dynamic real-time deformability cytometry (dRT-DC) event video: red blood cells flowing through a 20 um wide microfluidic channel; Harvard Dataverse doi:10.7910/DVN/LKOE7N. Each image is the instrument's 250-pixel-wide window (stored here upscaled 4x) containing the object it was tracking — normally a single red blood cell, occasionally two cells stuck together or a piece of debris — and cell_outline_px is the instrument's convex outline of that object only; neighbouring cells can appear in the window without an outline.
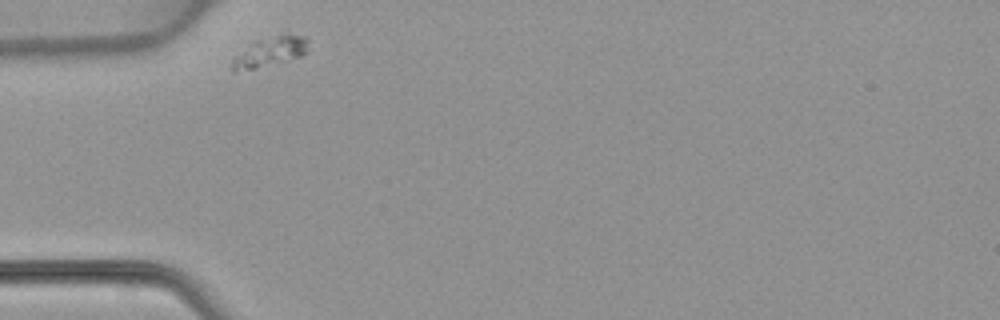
{"species": "common noctule bat (a hibernating species)", "species_latin": "Nyctalus noctula", "temperature_condition": "warm", "stored_images_in_passage": 5, "camera_frame_rate_fps": 3000, "um_per_image_px": 0.085, "animal": {"sex": "female", "body_mass_g": 22.7, "forearm_length_mm": 54.2}, "frame": {"image": 1, "passage_image": 1, "time_ms": 0.0, "image_size_px": [1000, 320], "cell_outline_px": [[308, 40], [304, 52], [300, 56], [256, 68], [232, 72], [232, 56], [252, 40], [288, 32], [308, 36]], "centroid_in_image_um": [22.89, 4.34], "position_along_channel_um": 62.1, "area_um2": 13.53}}
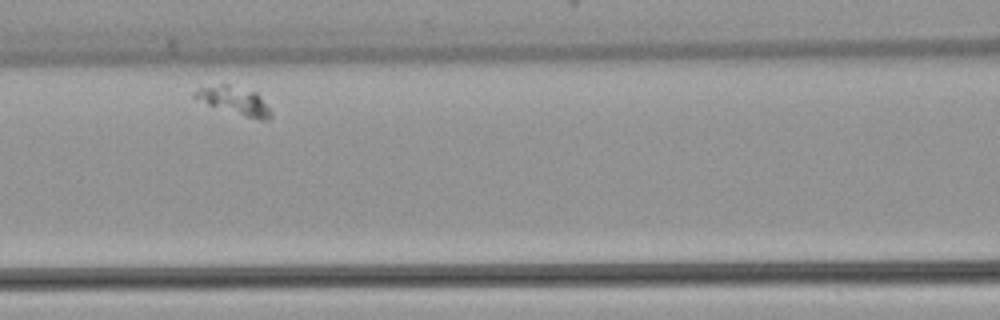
{"frame": {"image": 2, "passage_image": 3, "time_ms": 2.667, "image_size_px": [1000, 320], "cell_outline_px": [[272, 116], [268, 120], [260, 120], [244, 116], [208, 104], [192, 96], [196, 88], [220, 84], [228, 84], [256, 92], [260, 96], [268, 108]], "centroid_in_image_um": [19.92, 8.54], "position_along_channel_um": 146.7, "area_um2": 12.08}}
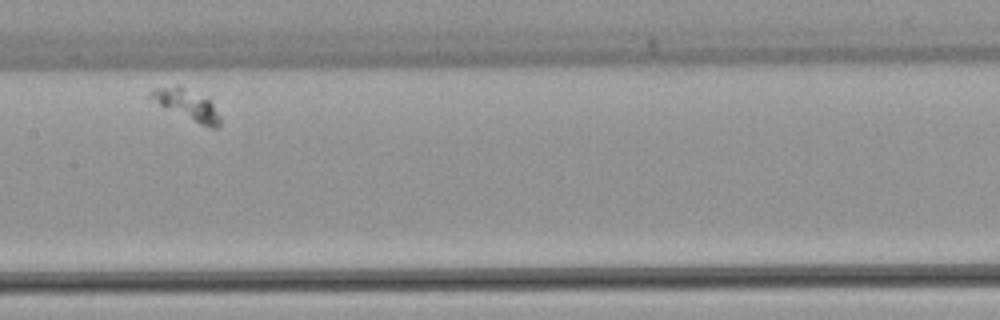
{"frame": {"image": 3, "passage_image": 4, "time_ms": 4.0, "image_size_px": [1000, 320], "cell_outline_px": [[220, 128], [212, 128], [200, 124], [164, 108], [148, 96], [148, 92], [152, 88], [176, 84], [208, 100], [212, 104], [220, 116]], "centroid_in_image_um": [15.84, 8.9], "position_along_channel_um": 191.6, "area_um2": 12.2}}